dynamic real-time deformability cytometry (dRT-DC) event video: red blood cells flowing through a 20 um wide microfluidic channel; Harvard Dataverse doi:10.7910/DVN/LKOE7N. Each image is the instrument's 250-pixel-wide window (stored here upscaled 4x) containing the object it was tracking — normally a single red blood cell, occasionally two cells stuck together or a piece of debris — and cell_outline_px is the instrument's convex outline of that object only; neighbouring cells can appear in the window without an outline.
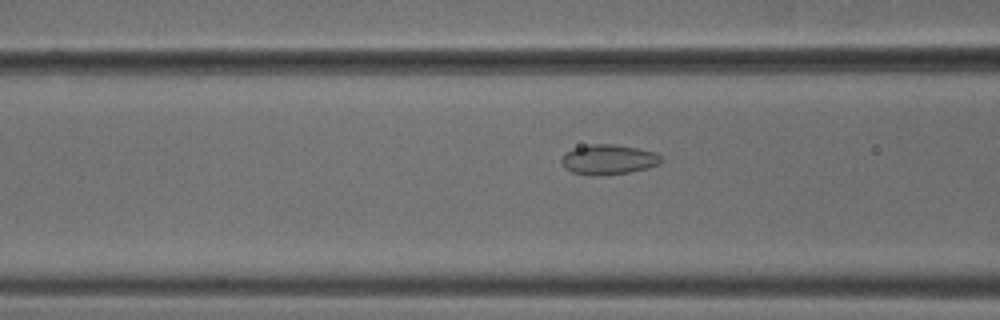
{"species": "common noctule bat (a hibernating species)", "species_latin": "Nyctalus noctula", "temperature_condition": "cold", "stored_images_in_passage": 52, "camera_frame_rate_fps": 3000, "um_per_image_px": 0.085, "animal": {"sex": "male", "body_mass_g": 18.8}, "frame": {"image": 1, "passage_image": 20, "time_ms": 6.333, "image_size_px": [1000, 320], "cell_outline_px": [[660, 164], [648, 168], [628, 172], [600, 176], [592, 176], [572, 172], [564, 168], [560, 160], [568, 152], [576, 148], [592, 144], [616, 144], [656, 152], [660, 156]], "centroid_in_image_um": [51.72, 13.57], "position_along_channel_um": 114.9, "area_um2": 17.28}}
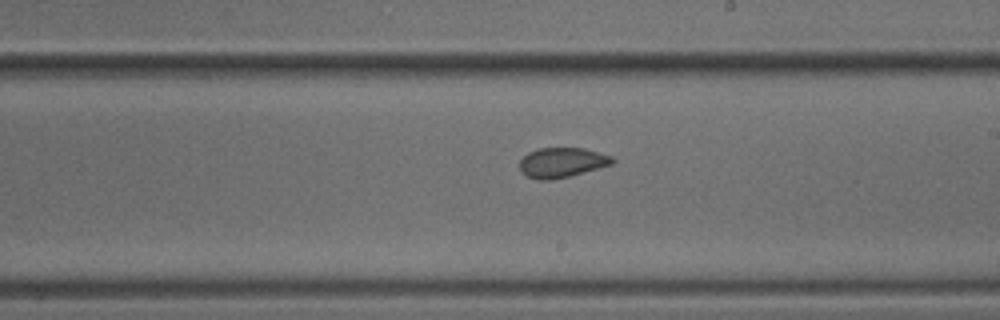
{"frame": {"image": 2, "passage_image": 30, "time_ms": 9.667, "image_size_px": [1000, 320], "cell_outline_px": [[616, 160], [612, 164], [568, 176], [552, 180], [540, 180], [524, 176], [520, 172], [520, 160], [528, 152], [540, 148], [584, 148], [612, 156]], "centroid_in_image_um": [47.73, 13.81], "position_along_channel_um": 241.3, "area_um2": 16.13}}
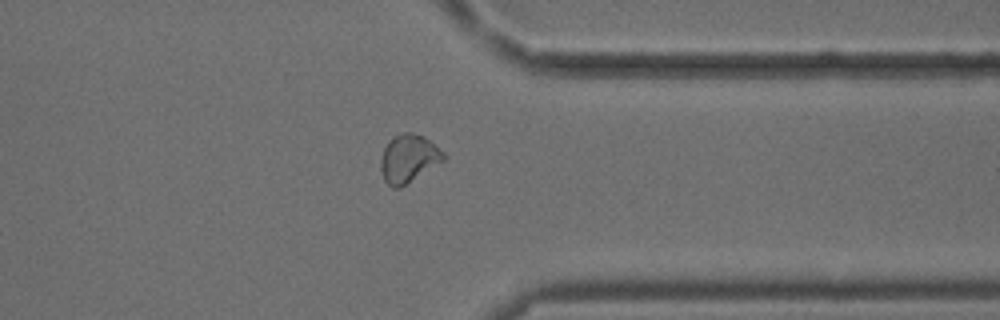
{"frame": {"image": 3, "passage_image": 41, "time_ms": 13.333, "image_size_px": [1000, 320], "cell_outline_px": [[448, 156], [444, 160], [400, 188], [392, 188], [384, 180], [380, 172], [380, 156], [388, 140], [392, 136], [400, 132], [412, 132], [424, 136], [444, 152]], "centroid_in_image_um": [34.7, 13.46], "position_along_channel_um": 376.7, "area_um2": 17.86}, "authors_computed_cell_mechanics": {"area_um2": 17.3111, "velocity_mm_per_s": 3.7848, "shape_relaxation_time_tau1_ms": null, "shape_relaxation_time_tau2_ms": 1.5754, "deformation_change_tau1": null, "deformation_change_tau2": 0.0569}}